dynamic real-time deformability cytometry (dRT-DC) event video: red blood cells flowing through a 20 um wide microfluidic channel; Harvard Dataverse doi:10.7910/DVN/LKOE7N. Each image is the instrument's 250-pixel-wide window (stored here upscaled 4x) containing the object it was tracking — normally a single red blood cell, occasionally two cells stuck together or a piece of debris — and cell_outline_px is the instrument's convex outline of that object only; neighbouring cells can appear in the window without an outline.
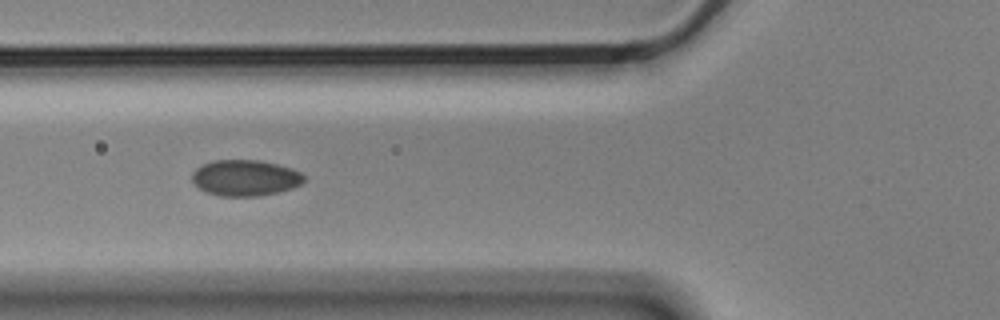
{"species": "Egyptian fruit bat (a non-hibernating species)", "species_latin": "Rousettus aegyptiacus", "temperature_condition": "cold", "stored_images_in_passage": 7, "camera_frame_rate_fps": 3000, "um_per_image_px": 0.085, "animal": {"sex": "male"}, "frame": {"image": 1, "passage_image": 6, "time_ms": 1.667, "image_size_px": [1000, 320], "cell_outline_px": [[304, 180], [300, 184], [292, 188], [276, 192], [256, 196], [220, 196], [208, 192], [192, 184], [192, 172], [196, 168], [212, 160], [260, 160], [292, 168], [300, 172], [304, 176]], "centroid_in_image_um": [20.81, 15.11], "position_along_channel_um": 105.0, "area_um2": 23.41}}
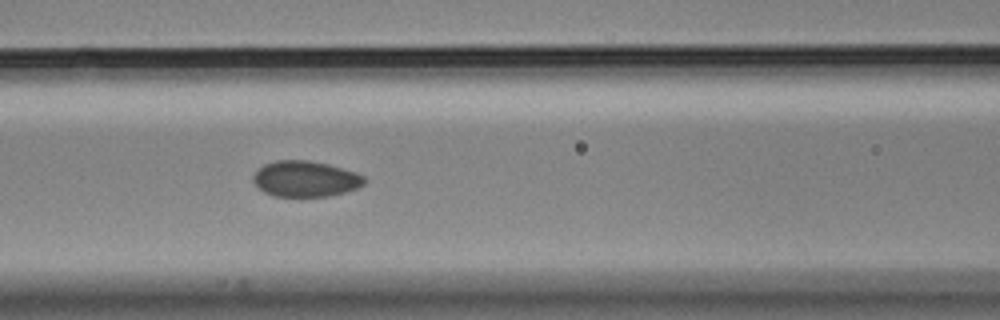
{"frame": {"image": 2, "passage_image": 7, "time_ms": 2.0, "image_size_px": [1000, 320], "cell_outline_px": [[364, 184], [356, 188], [344, 192], [328, 196], [272, 196], [264, 192], [252, 180], [252, 176], [264, 164], [276, 160], [308, 160], [328, 164], [356, 172], [364, 176]], "centroid_in_image_um": [25.94, 15.2], "position_along_channel_um": 140.7, "area_um2": 23.06}}